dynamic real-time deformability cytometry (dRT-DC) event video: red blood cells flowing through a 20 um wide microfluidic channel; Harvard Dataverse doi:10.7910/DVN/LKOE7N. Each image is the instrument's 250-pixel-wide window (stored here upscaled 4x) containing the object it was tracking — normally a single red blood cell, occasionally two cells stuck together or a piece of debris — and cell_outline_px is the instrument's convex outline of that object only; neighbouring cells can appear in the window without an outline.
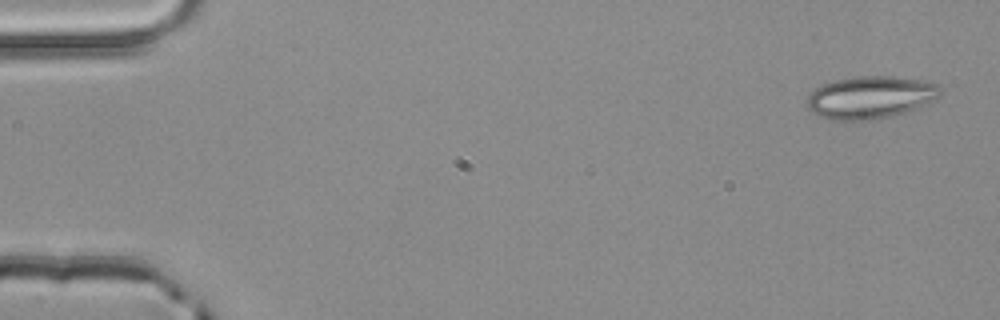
{"species": "common noctule bat (a hibernating species)", "species_latin": "Nyctalus noctula", "temperature_condition": "room temperature", "stored_images_in_passage": 4, "camera_frame_rate_fps": 3000, "um_per_image_px": 0.085, "animal": {"sex": "male", "body_mass_g": 20.4}, "frame": {"image": 1, "passage_image": 1, "time_ms": 0.0, "image_size_px": [1000, 320], "cell_outline_px": [[940, 92], [932, 100], [904, 112], [888, 116], [848, 124], [832, 120], [820, 116], [808, 108], [808, 96], [816, 88], [824, 84], [836, 80], [852, 76], [888, 76], [916, 80], [940, 84]], "centroid_in_image_um": [73.91, 8.3], "position_along_channel_um": 11.1, "area_um2": 32.71}}